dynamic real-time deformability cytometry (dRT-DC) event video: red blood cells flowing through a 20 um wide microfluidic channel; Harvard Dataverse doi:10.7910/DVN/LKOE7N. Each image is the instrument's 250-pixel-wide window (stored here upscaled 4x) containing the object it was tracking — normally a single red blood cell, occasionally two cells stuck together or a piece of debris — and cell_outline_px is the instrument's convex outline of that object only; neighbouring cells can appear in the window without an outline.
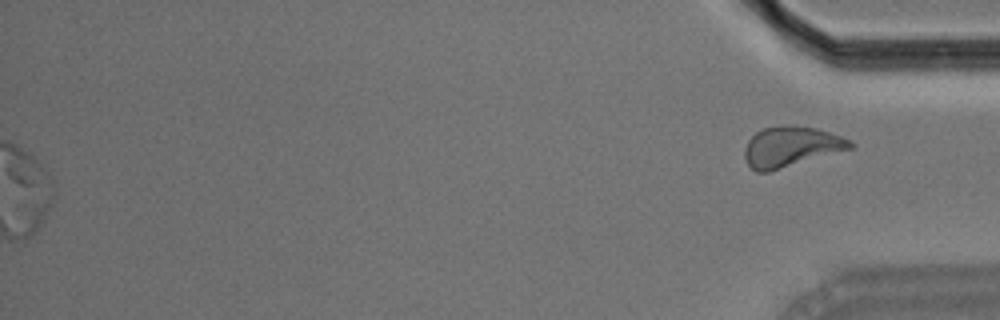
{"species": "Egyptian fruit bat (a non-hibernating species)", "species_latin": "Rousettus aegyptiacus", "temperature_condition": "room temperature", "stored_images_in_passage": 55, "segment_of_instrument_passage": [2, 2], "camera_frame_rate_fps": 3000, "um_per_image_px": 0.085, "animal": {"sex": "male"}, "frame": {"image": 1, "passage_image": 55, "time_ms": 18.0, "image_size_px": [1000, 320], "cell_outline_px": [[856, 144], [852, 148], [768, 172], [756, 172], [748, 164], [744, 156], [744, 148], [748, 140], [756, 132], [764, 128], [788, 124], [816, 128], [852, 140]], "centroid_in_image_um": [67.23, 12.46], "position_along_channel_um": 368.0, "area_um2": 24.74}}